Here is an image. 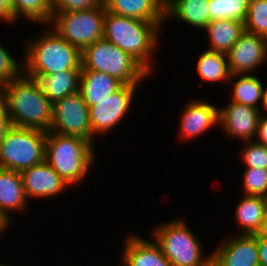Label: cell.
Wrapping results in <instances>:
<instances>
[{"label": "cell", "mask_w": 267, "mask_h": 266, "mask_svg": "<svg viewBox=\"0 0 267 266\" xmlns=\"http://www.w3.org/2000/svg\"><path fill=\"white\" fill-rule=\"evenodd\" d=\"M0 98L13 126L49 131L53 103L37 79L20 75L0 89Z\"/></svg>", "instance_id": "cell-1"}, {"label": "cell", "mask_w": 267, "mask_h": 266, "mask_svg": "<svg viewBox=\"0 0 267 266\" xmlns=\"http://www.w3.org/2000/svg\"><path fill=\"white\" fill-rule=\"evenodd\" d=\"M161 26L162 24L140 21L106 11L103 38L127 52L150 74L152 66L149 59L157 45Z\"/></svg>", "instance_id": "cell-2"}, {"label": "cell", "mask_w": 267, "mask_h": 266, "mask_svg": "<svg viewBox=\"0 0 267 266\" xmlns=\"http://www.w3.org/2000/svg\"><path fill=\"white\" fill-rule=\"evenodd\" d=\"M30 44V45H29ZM23 73L37 79L52 73L82 69L81 51L63 39L56 31L43 33L36 41L28 42Z\"/></svg>", "instance_id": "cell-3"}, {"label": "cell", "mask_w": 267, "mask_h": 266, "mask_svg": "<svg viewBox=\"0 0 267 266\" xmlns=\"http://www.w3.org/2000/svg\"><path fill=\"white\" fill-rule=\"evenodd\" d=\"M93 143L86 139L48 131L45 161L67 183L74 185L87 174L94 160Z\"/></svg>", "instance_id": "cell-4"}, {"label": "cell", "mask_w": 267, "mask_h": 266, "mask_svg": "<svg viewBox=\"0 0 267 266\" xmlns=\"http://www.w3.org/2000/svg\"><path fill=\"white\" fill-rule=\"evenodd\" d=\"M81 66L106 73L126 85H138L148 72L127 52L102 38L81 51Z\"/></svg>", "instance_id": "cell-5"}, {"label": "cell", "mask_w": 267, "mask_h": 266, "mask_svg": "<svg viewBox=\"0 0 267 266\" xmlns=\"http://www.w3.org/2000/svg\"><path fill=\"white\" fill-rule=\"evenodd\" d=\"M47 132L13 126L0 143V168L21 172L45 160Z\"/></svg>", "instance_id": "cell-6"}, {"label": "cell", "mask_w": 267, "mask_h": 266, "mask_svg": "<svg viewBox=\"0 0 267 266\" xmlns=\"http://www.w3.org/2000/svg\"><path fill=\"white\" fill-rule=\"evenodd\" d=\"M153 235L172 266H212V255L203 259L198 237L182 220L156 227Z\"/></svg>", "instance_id": "cell-7"}, {"label": "cell", "mask_w": 267, "mask_h": 266, "mask_svg": "<svg viewBox=\"0 0 267 266\" xmlns=\"http://www.w3.org/2000/svg\"><path fill=\"white\" fill-rule=\"evenodd\" d=\"M104 3L92 9L52 13L55 31L80 51L103 38Z\"/></svg>", "instance_id": "cell-8"}, {"label": "cell", "mask_w": 267, "mask_h": 266, "mask_svg": "<svg viewBox=\"0 0 267 266\" xmlns=\"http://www.w3.org/2000/svg\"><path fill=\"white\" fill-rule=\"evenodd\" d=\"M49 131L77 136L93 143L89 107L84 102L79 91L53 103Z\"/></svg>", "instance_id": "cell-9"}, {"label": "cell", "mask_w": 267, "mask_h": 266, "mask_svg": "<svg viewBox=\"0 0 267 266\" xmlns=\"http://www.w3.org/2000/svg\"><path fill=\"white\" fill-rule=\"evenodd\" d=\"M137 86L123 84L107 98L96 101V105L88 106L92 136L113 129L123 119L129 111Z\"/></svg>", "instance_id": "cell-10"}, {"label": "cell", "mask_w": 267, "mask_h": 266, "mask_svg": "<svg viewBox=\"0 0 267 266\" xmlns=\"http://www.w3.org/2000/svg\"><path fill=\"white\" fill-rule=\"evenodd\" d=\"M226 57L231 75L250 73L267 58V38L244 30Z\"/></svg>", "instance_id": "cell-11"}, {"label": "cell", "mask_w": 267, "mask_h": 266, "mask_svg": "<svg viewBox=\"0 0 267 266\" xmlns=\"http://www.w3.org/2000/svg\"><path fill=\"white\" fill-rule=\"evenodd\" d=\"M228 240L212 253V266H259L258 234Z\"/></svg>", "instance_id": "cell-12"}, {"label": "cell", "mask_w": 267, "mask_h": 266, "mask_svg": "<svg viewBox=\"0 0 267 266\" xmlns=\"http://www.w3.org/2000/svg\"><path fill=\"white\" fill-rule=\"evenodd\" d=\"M259 111L258 108L231 101L228 106L219 110V123L229 135L245 142L252 141L257 134L261 116Z\"/></svg>", "instance_id": "cell-13"}, {"label": "cell", "mask_w": 267, "mask_h": 266, "mask_svg": "<svg viewBox=\"0 0 267 266\" xmlns=\"http://www.w3.org/2000/svg\"><path fill=\"white\" fill-rule=\"evenodd\" d=\"M21 175L27 198L55 196L68 186L45 160L22 170Z\"/></svg>", "instance_id": "cell-14"}, {"label": "cell", "mask_w": 267, "mask_h": 266, "mask_svg": "<svg viewBox=\"0 0 267 266\" xmlns=\"http://www.w3.org/2000/svg\"><path fill=\"white\" fill-rule=\"evenodd\" d=\"M106 11L140 21L165 22V0H103Z\"/></svg>", "instance_id": "cell-15"}, {"label": "cell", "mask_w": 267, "mask_h": 266, "mask_svg": "<svg viewBox=\"0 0 267 266\" xmlns=\"http://www.w3.org/2000/svg\"><path fill=\"white\" fill-rule=\"evenodd\" d=\"M180 120V137L183 139L196 137L219 124V109L202 101H191L183 109Z\"/></svg>", "instance_id": "cell-16"}, {"label": "cell", "mask_w": 267, "mask_h": 266, "mask_svg": "<svg viewBox=\"0 0 267 266\" xmlns=\"http://www.w3.org/2000/svg\"><path fill=\"white\" fill-rule=\"evenodd\" d=\"M123 266H172L156 242L130 235L123 252Z\"/></svg>", "instance_id": "cell-17"}, {"label": "cell", "mask_w": 267, "mask_h": 266, "mask_svg": "<svg viewBox=\"0 0 267 266\" xmlns=\"http://www.w3.org/2000/svg\"><path fill=\"white\" fill-rule=\"evenodd\" d=\"M123 83L118 79L102 72L82 67L79 92L88 106L96 105L118 90Z\"/></svg>", "instance_id": "cell-18"}, {"label": "cell", "mask_w": 267, "mask_h": 266, "mask_svg": "<svg viewBox=\"0 0 267 266\" xmlns=\"http://www.w3.org/2000/svg\"><path fill=\"white\" fill-rule=\"evenodd\" d=\"M27 199L21 172L0 168V211L9 218L10 210H22Z\"/></svg>", "instance_id": "cell-19"}, {"label": "cell", "mask_w": 267, "mask_h": 266, "mask_svg": "<svg viewBox=\"0 0 267 266\" xmlns=\"http://www.w3.org/2000/svg\"><path fill=\"white\" fill-rule=\"evenodd\" d=\"M210 0H165V19L176 17L201 29L209 23Z\"/></svg>", "instance_id": "cell-20"}, {"label": "cell", "mask_w": 267, "mask_h": 266, "mask_svg": "<svg viewBox=\"0 0 267 266\" xmlns=\"http://www.w3.org/2000/svg\"><path fill=\"white\" fill-rule=\"evenodd\" d=\"M82 69H71L37 78L43 93L54 103L65 96L77 93Z\"/></svg>", "instance_id": "cell-21"}, {"label": "cell", "mask_w": 267, "mask_h": 266, "mask_svg": "<svg viewBox=\"0 0 267 266\" xmlns=\"http://www.w3.org/2000/svg\"><path fill=\"white\" fill-rule=\"evenodd\" d=\"M204 30L209 35L210 50L227 54L245 29L242 21L219 19L209 22Z\"/></svg>", "instance_id": "cell-22"}, {"label": "cell", "mask_w": 267, "mask_h": 266, "mask_svg": "<svg viewBox=\"0 0 267 266\" xmlns=\"http://www.w3.org/2000/svg\"><path fill=\"white\" fill-rule=\"evenodd\" d=\"M267 198L245 195L236 207L235 217L245 235L258 234L262 228Z\"/></svg>", "instance_id": "cell-23"}, {"label": "cell", "mask_w": 267, "mask_h": 266, "mask_svg": "<svg viewBox=\"0 0 267 266\" xmlns=\"http://www.w3.org/2000/svg\"><path fill=\"white\" fill-rule=\"evenodd\" d=\"M225 55L210 49L200 55L197 62V72L203 80L216 82L232 79Z\"/></svg>", "instance_id": "cell-24"}, {"label": "cell", "mask_w": 267, "mask_h": 266, "mask_svg": "<svg viewBox=\"0 0 267 266\" xmlns=\"http://www.w3.org/2000/svg\"><path fill=\"white\" fill-rule=\"evenodd\" d=\"M240 76L237 82L234 83L232 102L241 103L244 105L257 107V102L263 98L264 88L261 81L254 75L234 74L230 77Z\"/></svg>", "instance_id": "cell-25"}, {"label": "cell", "mask_w": 267, "mask_h": 266, "mask_svg": "<svg viewBox=\"0 0 267 266\" xmlns=\"http://www.w3.org/2000/svg\"><path fill=\"white\" fill-rule=\"evenodd\" d=\"M250 0H210L209 22L231 19L245 22Z\"/></svg>", "instance_id": "cell-26"}, {"label": "cell", "mask_w": 267, "mask_h": 266, "mask_svg": "<svg viewBox=\"0 0 267 266\" xmlns=\"http://www.w3.org/2000/svg\"><path fill=\"white\" fill-rule=\"evenodd\" d=\"M11 3L17 18L21 14L34 22H51L52 0H11Z\"/></svg>", "instance_id": "cell-27"}, {"label": "cell", "mask_w": 267, "mask_h": 266, "mask_svg": "<svg viewBox=\"0 0 267 266\" xmlns=\"http://www.w3.org/2000/svg\"><path fill=\"white\" fill-rule=\"evenodd\" d=\"M244 29L267 38V0H251Z\"/></svg>", "instance_id": "cell-28"}, {"label": "cell", "mask_w": 267, "mask_h": 266, "mask_svg": "<svg viewBox=\"0 0 267 266\" xmlns=\"http://www.w3.org/2000/svg\"><path fill=\"white\" fill-rule=\"evenodd\" d=\"M243 177L244 195L267 198V169L246 168Z\"/></svg>", "instance_id": "cell-29"}, {"label": "cell", "mask_w": 267, "mask_h": 266, "mask_svg": "<svg viewBox=\"0 0 267 266\" xmlns=\"http://www.w3.org/2000/svg\"><path fill=\"white\" fill-rule=\"evenodd\" d=\"M249 142L242 151L246 168L267 169V147L258 142Z\"/></svg>", "instance_id": "cell-30"}, {"label": "cell", "mask_w": 267, "mask_h": 266, "mask_svg": "<svg viewBox=\"0 0 267 266\" xmlns=\"http://www.w3.org/2000/svg\"><path fill=\"white\" fill-rule=\"evenodd\" d=\"M19 67L8 50L0 44V89L20 76L23 68Z\"/></svg>", "instance_id": "cell-31"}, {"label": "cell", "mask_w": 267, "mask_h": 266, "mask_svg": "<svg viewBox=\"0 0 267 266\" xmlns=\"http://www.w3.org/2000/svg\"><path fill=\"white\" fill-rule=\"evenodd\" d=\"M103 0H52V13H64L92 9Z\"/></svg>", "instance_id": "cell-32"}, {"label": "cell", "mask_w": 267, "mask_h": 266, "mask_svg": "<svg viewBox=\"0 0 267 266\" xmlns=\"http://www.w3.org/2000/svg\"><path fill=\"white\" fill-rule=\"evenodd\" d=\"M12 127L11 120L7 113L6 106L3 100L0 98V143L2 142L5 134Z\"/></svg>", "instance_id": "cell-33"}, {"label": "cell", "mask_w": 267, "mask_h": 266, "mask_svg": "<svg viewBox=\"0 0 267 266\" xmlns=\"http://www.w3.org/2000/svg\"><path fill=\"white\" fill-rule=\"evenodd\" d=\"M0 18L8 22L17 20L11 0H0Z\"/></svg>", "instance_id": "cell-34"}, {"label": "cell", "mask_w": 267, "mask_h": 266, "mask_svg": "<svg viewBox=\"0 0 267 266\" xmlns=\"http://www.w3.org/2000/svg\"><path fill=\"white\" fill-rule=\"evenodd\" d=\"M259 266H267V236L258 233Z\"/></svg>", "instance_id": "cell-35"}, {"label": "cell", "mask_w": 267, "mask_h": 266, "mask_svg": "<svg viewBox=\"0 0 267 266\" xmlns=\"http://www.w3.org/2000/svg\"><path fill=\"white\" fill-rule=\"evenodd\" d=\"M257 140L256 142L263 144L267 147V117L260 116L257 128Z\"/></svg>", "instance_id": "cell-36"}, {"label": "cell", "mask_w": 267, "mask_h": 266, "mask_svg": "<svg viewBox=\"0 0 267 266\" xmlns=\"http://www.w3.org/2000/svg\"><path fill=\"white\" fill-rule=\"evenodd\" d=\"M8 224H10V220H9V218H7V217L0 211V234H2L4 230H6L5 228H7V226L9 227Z\"/></svg>", "instance_id": "cell-37"}, {"label": "cell", "mask_w": 267, "mask_h": 266, "mask_svg": "<svg viewBox=\"0 0 267 266\" xmlns=\"http://www.w3.org/2000/svg\"><path fill=\"white\" fill-rule=\"evenodd\" d=\"M259 234L267 236V208L264 215L263 225Z\"/></svg>", "instance_id": "cell-38"}, {"label": "cell", "mask_w": 267, "mask_h": 266, "mask_svg": "<svg viewBox=\"0 0 267 266\" xmlns=\"http://www.w3.org/2000/svg\"><path fill=\"white\" fill-rule=\"evenodd\" d=\"M262 104H263V110H265L267 112V88L264 89L263 92V98H262Z\"/></svg>", "instance_id": "cell-39"}]
</instances>
